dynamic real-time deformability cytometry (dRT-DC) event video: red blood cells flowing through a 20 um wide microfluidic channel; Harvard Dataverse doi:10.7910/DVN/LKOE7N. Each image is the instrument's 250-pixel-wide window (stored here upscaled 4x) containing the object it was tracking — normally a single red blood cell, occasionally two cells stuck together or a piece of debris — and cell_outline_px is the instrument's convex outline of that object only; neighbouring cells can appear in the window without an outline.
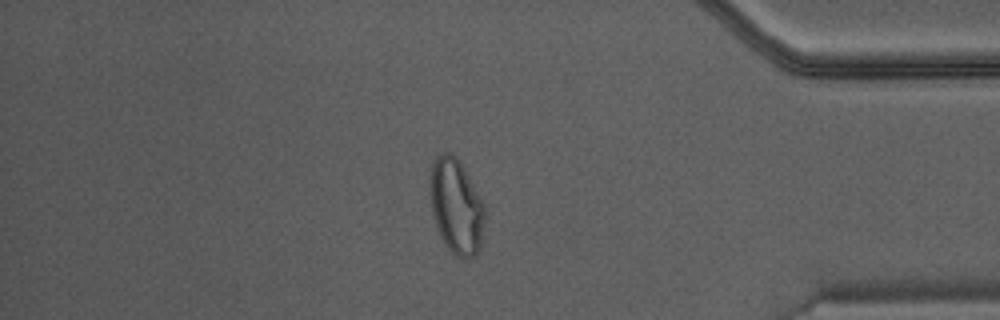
{"species": "Egyptian fruit bat (a non-hibernating species)", "species_latin": "Rousettus aegyptiacus", "temperature_condition": "warm", "stored_images_in_passage": 44, "camera_frame_rate_fps": 3000, "um_per_image_px": 0.085, "animal": {"sex": "male"}, "frame": {"image": 1, "passage_image": 38, "time_ms": 12.333, "image_size_px": [1000, 320], "cell_outline_px": [[488, 212], [480, 252], [472, 256], [460, 260], [444, 244], [436, 228], [432, 212], [432, 164], [436, 156], [440, 152], [448, 152], [460, 160], [484, 204]], "centroid_in_image_um": [38.85, 17.6], "position_along_channel_um": 396.3, "area_um2": 30.63}}
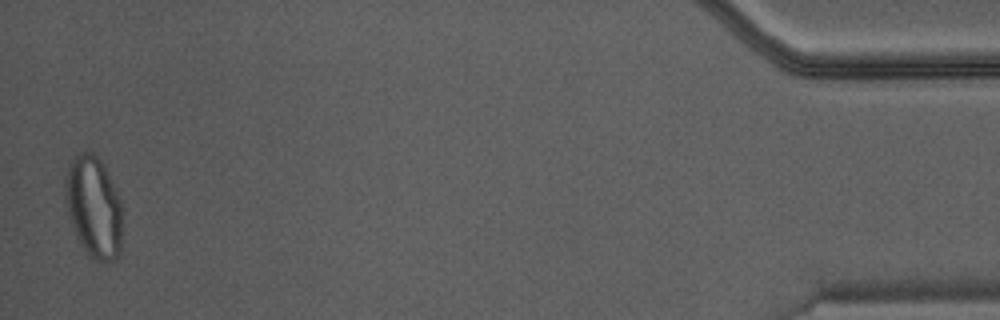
{"frame": {"image": 2, "passage_image": 44, "time_ms": 14.333, "image_size_px": [1000, 320], "cell_outline_px": [[124, 212], [120, 252], [116, 260], [92, 260], [76, 236], [64, 200], [64, 176], [68, 164], [80, 152], [92, 152], [100, 160], [120, 200]], "centroid_in_image_um": [7.96, 17.61], "position_along_channel_um": 427.2, "area_um2": 33.99}}